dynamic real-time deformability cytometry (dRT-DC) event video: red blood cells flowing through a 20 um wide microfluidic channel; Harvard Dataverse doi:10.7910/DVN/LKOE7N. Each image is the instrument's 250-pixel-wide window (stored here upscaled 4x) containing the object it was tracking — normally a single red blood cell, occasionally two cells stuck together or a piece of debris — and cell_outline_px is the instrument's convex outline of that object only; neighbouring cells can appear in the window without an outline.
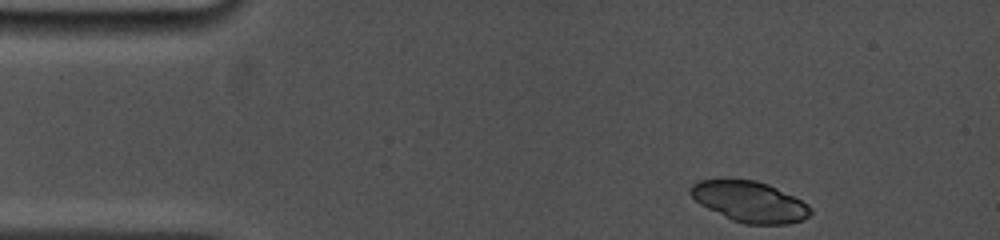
{"species": "common noctule bat (a hibernating species)", "species_latin": "Nyctalus noctula", "temperature_condition": "cold", "stored_images_in_passage": 14, "camera_frame_rate_fps": 5000, "um_per_image_px": 0.085, "animal": {"sex": "female", "body_mass_g": 19.0, "forearm_length_mm": 53.3}, "frame": {"image": 1, "passage_image": 1, "time_ms": 0.0, "image_size_px": [1000, 240], "cell_outline_px": [[812, 212], [804, 220], [788, 224], [744, 224], [732, 220], [700, 204], [688, 192], [688, 188], [696, 180], [756, 180], [768, 184], [808, 204], [812, 208]], "centroid_in_image_um": [63.72, 17.15], "position_along_channel_um": 21.3, "area_um2": 28.32}}